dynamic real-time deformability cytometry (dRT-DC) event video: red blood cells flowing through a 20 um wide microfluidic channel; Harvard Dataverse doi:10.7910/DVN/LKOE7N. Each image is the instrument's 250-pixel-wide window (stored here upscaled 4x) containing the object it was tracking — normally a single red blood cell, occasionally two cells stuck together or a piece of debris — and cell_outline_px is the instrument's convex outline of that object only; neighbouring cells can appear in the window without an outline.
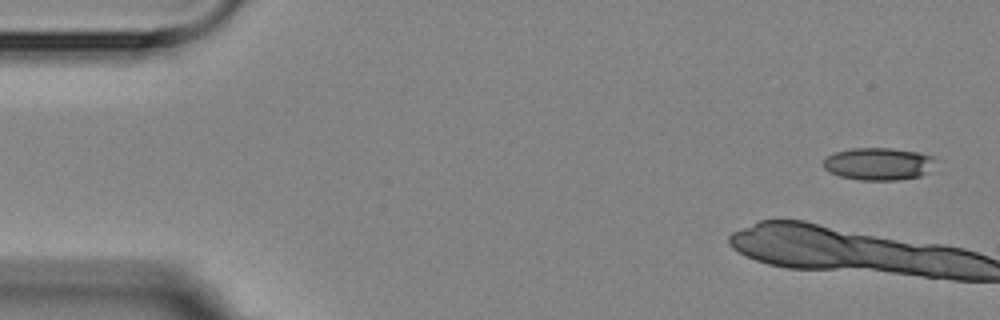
{"species": "Egyptian fruit bat (a non-hibernating species)", "species_latin": "Rousettus aegyptiacus", "temperature_condition": "room temperature", "stored_images_in_passage": 5, "camera_frame_rate_fps": 3000, "um_per_image_px": 0.085, "animal": {"sex": "female"}, "frame": {"image": 1, "passage_image": 1, "time_ms": 0.0, "image_size_px": [1000, 320], "cell_outline_px": [[936, 160], [928, 172], [920, 176], [896, 180], [860, 180], [840, 176], [828, 172], [824, 168], [824, 160], [828, 156], [836, 152], [852, 148], [892, 148], [920, 152], [932, 156]], "centroid_in_image_um": [74.68, 13.92], "position_along_channel_um": 10.3, "area_um2": 21.21}}
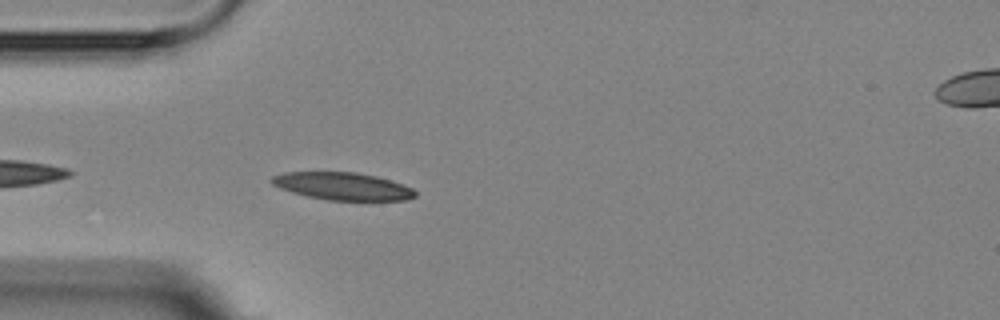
{"frame": {"image": 2, "passage_image": 5, "time_ms": 5.667, "image_size_px": [1000, 320], "cell_outline_px": [[416, 196], [404, 200], [328, 200], [308, 196], [292, 192], [280, 188], [272, 184], [268, 180], [272, 176], [284, 172], [356, 172], [376, 176], [412, 188], [416, 192]], "centroid_in_image_um": [29.07, 15.82], "position_along_channel_um": 55.9, "area_um2": 22.83}}